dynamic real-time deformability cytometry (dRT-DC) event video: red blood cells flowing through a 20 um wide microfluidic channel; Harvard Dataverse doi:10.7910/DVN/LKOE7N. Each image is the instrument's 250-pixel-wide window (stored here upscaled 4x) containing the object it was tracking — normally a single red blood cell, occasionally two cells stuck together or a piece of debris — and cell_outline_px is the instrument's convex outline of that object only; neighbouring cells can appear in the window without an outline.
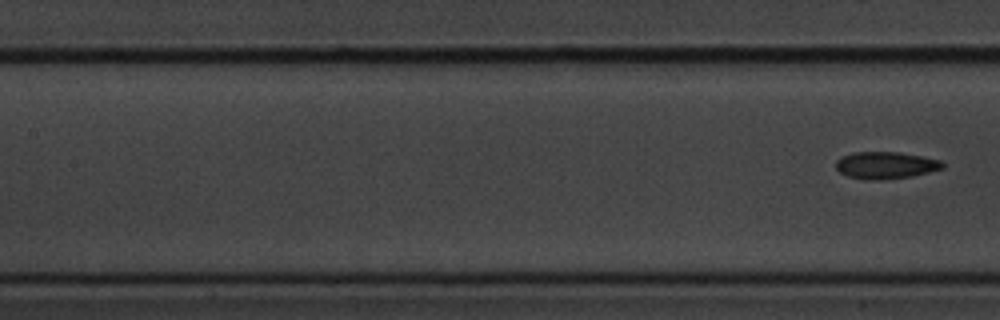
{"species": "common noctule bat (a hibernating species)", "species_latin": "Nyctalus noctula", "temperature_condition": "cold", "stored_images_in_passage": 8, "segment_of_instrument_passage": [2, 2], "camera_frame_rate_fps": 3000, "um_per_image_px": 0.085, "animal": {"sex": "male", "body_mass_g": 20.1, "forearm_length_mm": 53.5}, "frame": {"image": 1, "passage_image": 8, "time_ms": 2.333, "image_size_px": [1000, 320], "cell_outline_px": [[944, 168], [912, 176], [880, 180], [876, 180], [848, 176], [840, 172], [836, 168], [836, 160], [840, 156], [856, 152], [900, 152], [940, 160], [944, 164]], "centroid_in_image_um": [75.27, 14.03], "position_along_channel_um": 132.1, "area_um2": 16.65}}